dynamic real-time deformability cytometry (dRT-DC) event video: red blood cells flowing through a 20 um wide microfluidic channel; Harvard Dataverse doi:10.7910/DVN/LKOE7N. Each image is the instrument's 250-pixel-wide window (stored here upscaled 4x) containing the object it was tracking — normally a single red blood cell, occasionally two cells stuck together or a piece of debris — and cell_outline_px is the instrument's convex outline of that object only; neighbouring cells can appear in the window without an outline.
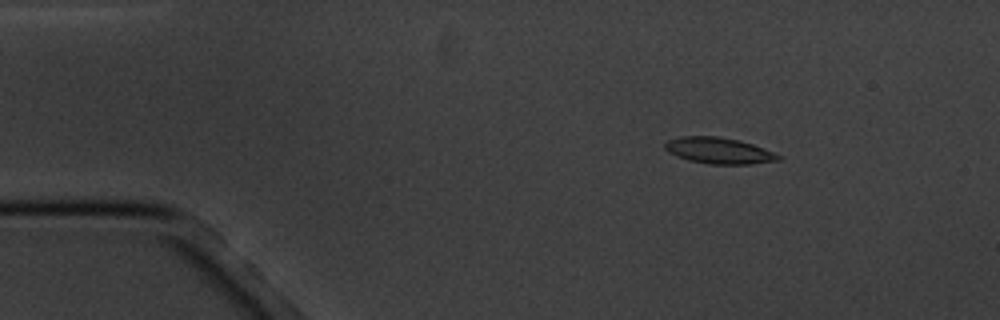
{"species": "common noctule bat (a hibernating species)", "species_latin": "Nyctalus noctula", "temperature_condition": "cold", "stored_images_in_passage": 4, "camera_frame_rate_fps": 3000, "um_per_image_px": 0.085, "animal": {"sex": "male", "body_mass_g": 20.1, "forearm_length_mm": 53.5}, "frame": {"image": 1, "passage_image": 2, "time_ms": 2.333, "image_size_px": [1000, 320], "cell_outline_px": [[784, 156], [780, 160], [748, 164], [708, 164], [688, 160], [668, 152], [664, 148], [664, 144], [668, 140], [680, 136], [716, 136], [740, 140], [752, 144]], "centroid_in_image_um": [61.1, 12.8], "position_along_channel_um": 23.9, "area_um2": 17.34}}